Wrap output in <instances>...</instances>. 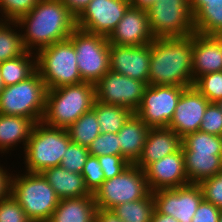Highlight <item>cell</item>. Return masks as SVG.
I'll list each match as a JSON object with an SVG mask.
<instances>
[{
  "label": "cell",
  "instance_id": "obj_15",
  "mask_svg": "<svg viewBox=\"0 0 222 222\" xmlns=\"http://www.w3.org/2000/svg\"><path fill=\"white\" fill-rule=\"evenodd\" d=\"M110 71L148 83L150 44L141 46L109 45Z\"/></svg>",
  "mask_w": 222,
  "mask_h": 222
},
{
  "label": "cell",
  "instance_id": "obj_46",
  "mask_svg": "<svg viewBox=\"0 0 222 222\" xmlns=\"http://www.w3.org/2000/svg\"><path fill=\"white\" fill-rule=\"evenodd\" d=\"M157 0H129L130 5L134 8H139L141 10L148 11V9L156 2Z\"/></svg>",
  "mask_w": 222,
  "mask_h": 222
},
{
  "label": "cell",
  "instance_id": "obj_44",
  "mask_svg": "<svg viewBox=\"0 0 222 222\" xmlns=\"http://www.w3.org/2000/svg\"><path fill=\"white\" fill-rule=\"evenodd\" d=\"M66 8L77 18L92 0H61Z\"/></svg>",
  "mask_w": 222,
  "mask_h": 222
},
{
  "label": "cell",
  "instance_id": "obj_24",
  "mask_svg": "<svg viewBox=\"0 0 222 222\" xmlns=\"http://www.w3.org/2000/svg\"><path fill=\"white\" fill-rule=\"evenodd\" d=\"M36 123L26 117L0 114V152L5 153L21 142L25 149Z\"/></svg>",
  "mask_w": 222,
  "mask_h": 222
},
{
  "label": "cell",
  "instance_id": "obj_22",
  "mask_svg": "<svg viewBox=\"0 0 222 222\" xmlns=\"http://www.w3.org/2000/svg\"><path fill=\"white\" fill-rule=\"evenodd\" d=\"M42 174L60 199L92 196L80 173L69 172L61 166H55L45 169Z\"/></svg>",
  "mask_w": 222,
  "mask_h": 222
},
{
  "label": "cell",
  "instance_id": "obj_16",
  "mask_svg": "<svg viewBox=\"0 0 222 222\" xmlns=\"http://www.w3.org/2000/svg\"><path fill=\"white\" fill-rule=\"evenodd\" d=\"M143 171L151 192L190 184L185 172L182 148L156 162L148 164Z\"/></svg>",
  "mask_w": 222,
  "mask_h": 222
},
{
  "label": "cell",
  "instance_id": "obj_8",
  "mask_svg": "<svg viewBox=\"0 0 222 222\" xmlns=\"http://www.w3.org/2000/svg\"><path fill=\"white\" fill-rule=\"evenodd\" d=\"M150 192L144 171L129 164L118 176L105 180L93 197L97 208L112 210L122 203L145 198Z\"/></svg>",
  "mask_w": 222,
  "mask_h": 222
},
{
  "label": "cell",
  "instance_id": "obj_12",
  "mask_svg": "<svg viewBox=\"0 0 222 222\" xmlns=\"http://www.w3.org/2000/svg\"><path fill=\"white\" fill-rule=\"evenodd\" d=\"M147 86V82L109 70L95 84L96 101L123 106L135 113L140 107Z\"/></svg>",
  "mask_w": 222,
  "mask_h": 222
},
{
  "label": "cell",
  "instance_id": "obj_35",
  "mask_svg": "<svg viewBox=\"0 0 222 222\" xmlns=\"http://www.w3.org/2000/svg\"><path fill=\"white\" fill-rule=\"evenodd\" d=\"M90 155H121L119 137L117 133H100L88 146Z\"/></svg>",
  "mask_w": 222,
  "mask_h": 222
},
{
  "label": "cell",
  "instance_id": "obj_43",
  "mask_svg": "<svg viewBox=\"0 0 222 222\" xmlns=\"http://www.w3.org/2000/svg\"><path fill=\"white\" fill-rule=\"evenodd\" d=\"M0 166V200L6 199L11 192V177L7 170Z\"/></svg>",
  "mask_w": 222,
  "mask_h": 222
},
{
  "label": "cell",
  "instance_id": "obj_40",
  "mask_svg": "<svg viewBox=\"0 0 222 222\" xmlns=\"http://www.w3.org/2000/svg\"><path fill=\"white\" fill-rule=\"evenodd\" d=\"M0 222H32L26 212L10 194L0 200Z\"/></svg>",
  "mask_w": 222,
  "mask_h": 222
},
{
  "label": "cell",
  "instance_id": "obj_18",
  "mask_svg": "<svg viewBox=\"0 0 222 222\" xmlns=\"http://www.w3.org/2000/svg\"><path fill=\"white\" fill-rule=\"evenodd\" d=\"M153 39L147 11L130 6L108 37V42L120 46H141L151 44Z\"/></svg>",
  "mask_w": 222,
  "mask_h": 222
},
{
  "label": "cell",
  "instance_id": "obj_10",
  "mask_svg": "<svg viewBox=\"0 0 222 222\" xmlns=\"http://www.w3.org/2000/svg\"><path fill=\"white\" fill-rule=\"evenodd\" d=\"M69 39L76 50L82 80L96 84L110 70L108 37L76 28Z\"/></svg>",
  "mask_w": 222,
  "mask_h": 222
},
{
  "label": "cell",
  "instance_id": "obj_26",
  "mask_svg": "<svg viewBox=\"0 0 222 222\" xmlns=\"http://www.w3.org/2000/svg\"><path fill=\"white\" fill-rule=\"evenodd\" d=\"M33 54L35 53L26 51L19 57L0 63V73L5 86L24 81L37 71L36 56L33 57Z\"/></svg>",
  "mask_w": 222,
  "mask_h": 222
},
{
  "label": "cell",
  "instance_id": "obj_4",
  "mask_svg": "<svg viewBox=\"0 0 222 222\" xmlns=\"http://www.w3.org/2000/svg\"><path fill=\"white\" fill-rule=\"evenodd\" d=\"M25 172L11 177L10 194L32 222H48L60 198L42 173Z\"/></svg>",
  "mask_w": 222,
  "mask_h": 222
},
{
  "label": "cell",
  "instance_id": "obj_52",
  "mask_svg": "<svg viewBox=\"0 0 222 222\" xmlns=\"http://www.w3.org/2000/svg\"><path fill=\"white\" fill-rule=\"evenodd\" d=\"M219 222H222V209L220 211Z\"/></svg>",
  "mask_w": 222,
  "mask_h": 222
},
{
  "label": "cell",
  "instance_id": "obj_51",
  "mask_svg": "<svg viewBox=\"0 0 222 222\" xmlns=\"http://www.w3.org/2000/svg\"><path fill=\"white\" fill-rule=\"evenodd\" d=\"M216 104L218 105V107H219L220 110L222 111V99H220L219 101H217Z\"/></svg>",
  "mask_w": 222,
  "mask_h": 222
},
{
  "label": "cell",
  "instance_id": "obj_25",
  "mask_svg": "<svg viewBox=\"0 0 222 222\" xmlns=\"http://www.w3.org/2000/svg\"><path fill=\"white\" fill-rule=\"evenodd\" d=\"M185 172L190 184H199L222 171V155L183 153Z\"/></svg>",
  "mask_w": 222,
  "mask_h": 222
},
{
  "label": "cell",
  "instance_id": "obj_6",
  "mask_svg": "<svg viewBox=\"0 0 222 222\" xmlns=\"http://www.w3.org/2000/svg\"><path fill=\"white\" fill-rule=\"evenodd\" d=\"M70 142L66 129L37 122L24 150L27 172L42 173L47 168L60 166Z\"/></svg>",
  "mask_w": 222,
  "mask_h": 222
},
{
  "label": "cell",
  "instance_id": "obj_36",
  "mask_svg": "<svg viewBox=\"0 0 222 222\" xmlns=\"http://www.w3.org/2000/svg\"><path fill=\"white\" fill-rule=\"evenodd\" d=\"M38 2L39 0H0L3 21H17L23 15L28 14Z\"/></svg>",
  "mask_w": 222,
  "mask_h": 222
},
{
  "label": "cell",
  "instance_id": "obj_47",
  "mask_svg": "<svg viewBox=\"0 0 222 222\" xmlns=\"http://www.w3.org/2000/svg\"><path fill=\"white\" fill-rule=\"evenodd\" d=\"M151 222H180L176 218L159 213L156 209H154V212L152 214Z\"/></svg>",
  "mask_w": 222,
  "mask_h": 222
},
{
  "label": "cell",
  "instance_id": "obj_32",
  "mask_svg": "<svg viewBox=\"0 0 222 222\" xmlns=\"http://www.w3.org/2000/svg\"><path fill=\"white\" fill-rule=\"evenodd\" d=\"M0 22V63L19 57L27 50L24 47L22 33L15 32L10 25L18 27L16 21ZM12 23V24H11Z\"/></svg>",
  "mask_w": 222,
  "mask_h": 222
},
{
  "label": "cell",
  "instance_id": "obj_28",
  "mask_svg": "<svg viewBox=\"0 0 222 222\" xmlns=\"http://www.w3.org/2000/svg\"><path fill=\"white\" fill-rule=\"evenodd\" d=\"M193 23L198 34L222 32V0H204V6L193 16Z\"/></svg>",
  "mask_w": 222,
  "mask_h": 222
},
{
  "label": "cell",
  "instance_id": "obj_48",
  "mask_svg": "<svg viewBox=\"0 0 222 222\" xmlns=\"http://www.w3.org/2000/svg\"><path fill=\"white\" fill-rule=\"evenodd\" d=\"M190 10L194 16L203 6L204 0H189Z\"/></svg>",
  "mask_w": 222,
  "mask_h": 222
},
{
  "label": "cell",
  "instance_id": "obj_37",
  "mask_svg": "<svg viewBox=\"0 0 222 222\" xmlns=\"http://www.w3.org/2000/svg\"><path fill=\"white\" fill-rule=\"evenodd\" d=\"M85 180V185L88 191L93 195L100 185L105 181L104 172L99 164L98 158L93 155H89L83 170L81 172Z\"/></svg>",
  "mask_w": 222,
  "mask_h": 222
},
{
  "label": "cell",
  "instance_id": "obj_34",
  "mask_svg": "<svg viewBox=\"0 0 222 222\" xmlns=\"http://www.w3.org/2000/svg\"><path fill=\"white\" fill-rule=\"evenodd\" d=\"M88 147L70 142L63 154L60 166L69 172L80 173L89 157Z\"/></svg>",
  "mask_w": 222,
  "mask_h": 222
},
{
  "label": "cell",
  "instance_id": "obj_1",
  "mask_svg": "<svg viewBox=\"0 0 222 222\" xmlns=\"http://www.w3.org/2000/svg\"><path fill=\"white\" fill-rule=\"evenodd\" d=\"M192 35L158 38L150 44L148 85L192 87Z\"/></svg>",
  "mask_w": 222,
  "mask_h": 222
},
{
  "label": "cell",
  "instance_id": "obj_29",
  "mask_svg": "<svg viewBox=\"0 0 222 222\" xmlns=\"http://www.w3.org/2000/svg\"><path fill=\"white\" fill-rule=\"evenodd\" d=\"M154 209V198L150 192L145 198L122 203L112 210L124 222H151Z\"/></svg>",
  "mask_w": 222,
  "mask_h": 222
},
{
  "label": "cell",
  "instance_id": "obj_7",
  "mask_svg": "<svg viewBox=\"0 0 222 222\" xmlns=\"http://www.w3.org/2000/svg\"><path fill=\"white\" fill-rule=\"evenodd\" d=\"M46 85L36 71L28 79L5 86L0 93V114L41 122L46 103Z\"/></svg>",
  "mask_w": 222,
  "mask_h": 222
},
{
  "label": "cell",
  "instance_id": "obj_27",
  "mask_svg": "<svg viewBox=\"0 0 222 222\" xmlns=\"http://www.w3.org/2000/svg\"><path fill=\"white\" fill-rule=\"evenodd\" d=\"M92 110L97 116L100 133H118L133 112L123 106L94 102Z\"/></svg>",
  "mask_w": 222,
  "mask_h": 222
},
{
  "label": "cell",
  "instance_id": "obj_49",
  "mask_svg": "<svg viewBox=\"0 0 222 222\" xmlns=\"http://www.w3.org/2000/svg\"><path fill=\"white\" fill-rule=\"evenodd\" d=\"M212 36L217 40V42L220 45V48L222 50V32H218Z\"/></svg>",
  "mask_w": 222,
  "mask_h": 222
},
{
  "label": "cell",
  "instance_id": "obj_3",
  "mask_svg": "<svg viewBox=\"0 0 222 222\" xmlns=\"http://www.w3.org/2000/svg\"><path fill=\"white\" fill-rule=\"evenodd\" d=\"M95 100V84L90 82L49 89L42 122L51 127L67 129L82 114L92 110Z\"/></svg>",
  "mask_w": 222,
  "mask_h": 222
},
{
  "label": "cell",
  "instance_id": "obj_9",
  "mask_svg": "<svg viewBox=\"0 0 222 222\" xmlns=\"http://www.w3.org/2000/svg\"><path fill=\"white\" fill-rule=\"evenodd\" d=\"M153 38H182L195 32L189 0H157L147 11Z\"/></svg>",
  "mask_w": 222,
  "mask_h": 222
},
{
  "label": "cell",
  "instance_id": "obj_23",
  "mask_svg": "<svg viewBox=\"0 0 222 222\" xmlns=\"http://www.w3.org/2000/svg\"><path fill=\"white\" fill-rule=\"evenodd\" d=\"M96 210L93 195L60 199L48 222H95Z\"/></svg>",
  "mask_w": 222,
  "mask_h": 222
},
{
  "label": "cell",
  "instance_id": "obj_41",
  "mask_svg": "<svg viewBox=\"0 0 222 222\" xmlns=\"http://www.w3.org/2000/svg\"><path fill=\"white\" fill-rule=\"evenodd\" d=\"M97 158L104 172V180L118 176L130 164L121 155H103Z\"/></svg>",
  "mask_w": 222,
  "mask_h": 222
},
{
  "label": "cell",
  "instance_id": "obj_39",
  "mask_svg": "<svg viewBox=\"0 0 222 222\" xmlns=\"http://www.w3.org/2000/svg\"><path fill=\"white\" fill-rule=\"evenodd\" d=\"M199 131L222 136V111L216 103L208 104Z\"/></svg>",
  "mask_w": 222,
  "mask_h": 222
},
{
  "label": "cell",
  "instance_id": "obj_5",
  "mask_svg": "<svg viewBox=\"0 0 222 222\" xmlns=\"http://www.w3.org/2000/svg\"><path fill=\"white\" fill-rule=\"evenodd\" d=\"M36 68L47 90L84 82L77 66L76 50L68 38L36 51Z\"/></svg>",
  "mask_w": 222,
  "mask_h": 222
},
{
  "label": "cell",
  "instance_id": "obj_20",
  "mask_svg": "<svg viewBox=\"0 0 222 222\" xmlns=\"http://www.w3.org/2000/svg\"><path fill=\"white\" fill-rule=\"evenodd\" d=\"M194 82L208 73L222 71V50L212 35L192 34Z\"/></svg>",
  "mask_w": 222,
  "mask_h": 222
},
{
  "label": "cell",
  "instance_id": "obj_19",
  "mask_svg": "<svg viewBox=\"0 0 222 222\" xmlns=\"http://www.w3.org/2000/svg\"><path fill=\"white\" fill-rule=\"evenodd\" d=\"M182 148V138L168 127L150 128L142 153L134 163L142 170L150 163Z\"/></svg>",
  "mask_w": 222,
  "mask_h": 222
},
{
  "label": "cell",
  "instance_id": "obj_38",
  "mask_svg": "<svg viewBox=\"0 0 222 222\" xmlns=\"http://www.w3.org/2000/svg\"><path fill=\"white\" fill-rule=\"evenodd\" d=\"M203 193V199L222 209V171L198 184Z\"/></svg>",
  "mask_w": 222,
  "mask_h": 222
},
{
  "label": "cell",
  "instance_id": "obj_31",
  "mask_svg": "<svg viewBox=\"0 0 222 222\" xmlns=\"http://www.w3.org/2000/svg\"><path fill=\"white\" fill-rule=\"evenodd\" d=\"M183 153L222 155V136L202 131L189 133L182 138Z\"/></svg>",
  "mask_w": 222,
  "mask_h": 222
},
{
  "label": "cell",
  "instance_id": "obj_14",
  "mask_svg": "<svg viewBox=\"0 0 222 222\" xmlns=\"http://www.w3.org/2000/svg\"><path fill=\"white\" fill-rule=\"evenodd\" d=\"M155 209L170 215L180 222H191L201 201L203 193L198 184L159 189L152 192Z\"/></svg>",
  "mask_w": 222,
  "mask_h": 222
},
{
  "label": "cell",
  "instance_id": "obj_21",
  "mask_svg": "<svg viewBox=\"0 0 222 222\" xmlns=\"http://www.w3.org/2000/svg\"><path fill=\"white\" fill-rule=\"evenodd\" d=\"M150 127L133 113L117 133L121 149V156L130 164H134L140 157Z\"/></svg>",
  "mask_w": 222,
  "mask_h": 222
},
{
  "label": "cell",
  "instance_id": "obj_17",
  "mask_svg": "<svg viewBox=\"0 0 222 222\" xmlns=\"http://www.w3.org/2000/svg\"><path fill=\"white\" fill-rule=\"evenodd\" d=\"M210 102L194 87L186 88L178 102L168 128L181 138L199 131L203 115Z\"/></svg>",
  "mask_w": 222,
  "mask_h": 222
},
{
  "label": "cell",
  "instance_id": "obj_11",
  "mask_svg": "<svg viewBox=\"0 0 222 222\" xmlns=\"http://www.w3.org/2000/svg\"><path fill=\"white\" fill-rule=\"evenodd\" d=\"M188 87L148 85L135 114L150 128L168 127L182 92Z\"/></svg>",
  "mask_w": 222,
  "mask_h": 222
},
{
  "label": "cell",
  "instance_id": "obj_50",
  "mask_svg": "<svg viewBox=\"0 0 222 222\" xmlns=\"http://www.w3.org/2000/svg\"><path fill=\"white\" fill-rule=\"evenodd\" d=\"M5 88V85L3 83V80H2V76H1V73H0V93L2 92V90Z\"/></svg>",
  "mask_w": 222,
  "mask_h": 222
},
{
  "label": "cell",
  "instance_id": "obj_42",
  "mask_svg": "<svg viewBox=\"0 0 222 222\" xmlns=\"http://www.w3.org/2000/svg\"><path fill=\"white\" fill-rule=\"evenodd\" d=\"M220 211V208L203 199L191 222H219Z\"/></svg>",
  "mask_w": 222,
  "mask_h": 222
},
{
  "label": "cell",
  "instance_id": "obj_45",
  "mask_svg": "<svg viewBox=\"0 0 222 222\" xmlns=\"http://www.w3.org/2000/svg\"><path fill=\"white\" fill-rule=\"evenodd\" d=\"M95 222H124L113 210L97 208Z\"/></svg>",
  "mask_w": 222,
  "mask_h": 222
},
{
  "label": "cell",
  "instance_id": "obj_30",
  "mask_svg": "<svg viewBox=\"0 0 222 222\" xmlns=\"http://www.w3.org/2000/svg\"><path fill=\"white\" fill-rule=\"evenodd\" d=\"M66 130L71 142L86 147L100 134V126L93 110L82 114Z\"/></svg>",
  "mask_w": 222,
  "mask_h": 222
},
{
  "label": "cell",
  "instance_id": "obj_13",
  "mask_svg": "<svg viewBox=\"0 0 222 222\" xmlns=\"http://www.w3.org/2000/svg\"><path fill=\"white\" fill-rule=\"evenodd\" d=\"M130 6L129 0H92L76 18L77 28L109 37Z\"/></svg>",
  "mask_w": 222,
  "mask_h": 222
},
{
  "label": "cell",
  "instance_id": "obj_33",
  "mask_svg": "<svg viewBox=\"0 0 222 222\" xmlns=\"http://www.w3.org/2000/svg\"><path fill=\"white\" fill-rule=\"evenodd\" d=\"M210 103L222 99V71L200 76L193 85Z\"/></svg>",
  "mask_w": 222,
  "mask_h": 222
},
{
  "label": "cell",
  "instance_id": "obj_2",
  "mask_svg": "<svg viewBox=\"0 0 222 222\" xmlns=\"http://www.w3.org/2000/svg\"><path fill=\"white\" fill-rule=\"evenodd\" d=\"M16 22L19 27L25 28L22 40L25 49L31 52L68 39L77 28L75 16L61 0H39L28 14Z\"/></svg>",
  "mask_w": 222,
  "mask_h": 222
}]
</instances>
